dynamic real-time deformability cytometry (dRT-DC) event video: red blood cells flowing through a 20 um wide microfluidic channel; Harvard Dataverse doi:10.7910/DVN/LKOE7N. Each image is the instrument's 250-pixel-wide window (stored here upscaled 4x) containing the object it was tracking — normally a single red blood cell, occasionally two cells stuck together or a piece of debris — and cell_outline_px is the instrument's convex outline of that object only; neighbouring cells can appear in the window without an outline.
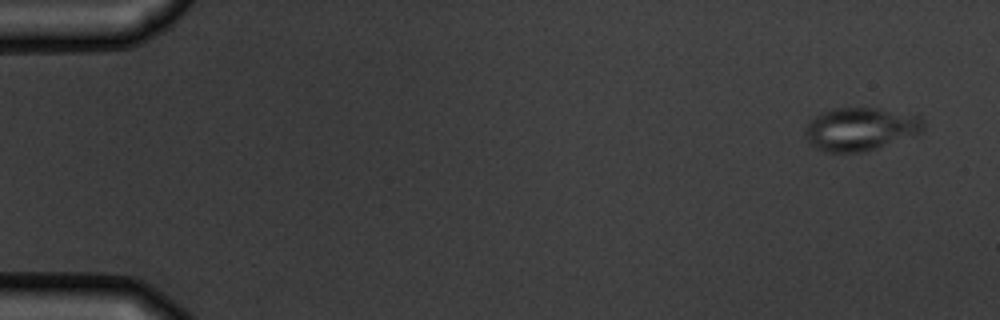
{"species": "common noctule bat (a hibernating species)", "species_latin": "Nyctalus noctula", "temperature_condition": "warm", "stored_images_in_passage": 5, "camera_frame_rate_fps": 3000, "um_per_image_px": 0.085, "animal": {"sex": "male", "body_mass_g": 19.5, "forearm_length_mm": 54.6}, "frame": {"image": 1, "passage_image": 1, "time_ms": 0.0, "image_size_px": [1000, 320], "cell_outline_px": [[924, 132], [864, 152], [824, 152], [808, 144], [804, 132], [804, 128], [808, 120], [832, 108], [876, 108], [920, 116], [924, 120]], "centroid_in_image_um": [73.1, 10.97], "position_along_channel_um": 11.9, "area_um2": 29.88}}